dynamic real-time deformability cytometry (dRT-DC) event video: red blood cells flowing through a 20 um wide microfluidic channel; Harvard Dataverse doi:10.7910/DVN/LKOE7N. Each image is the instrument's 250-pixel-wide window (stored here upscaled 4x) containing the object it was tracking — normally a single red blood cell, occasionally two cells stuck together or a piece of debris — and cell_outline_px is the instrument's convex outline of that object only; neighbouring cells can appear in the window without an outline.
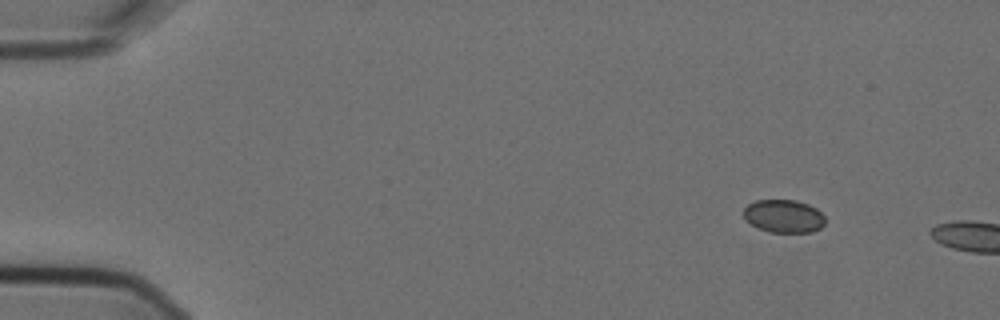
{"species": "Egyptian fruit bat (a non-hibernating species)", "species_latin": "Rousettus aegyptiacus", "temperature_condition": "cold", "stored_images_in_passage": 2, "camera_frame_rate_fps": 3000, "um_per_image_px": 0.085, "animal": {"sex": "female"}, "frame": {"image": 1, "passage_image": 1, "time_ms": 0.0, "image_size_px": [1000, 320], "cell_outline_px": [[824, 224], [820, 228], [812, 232], [768, 232], [756, 228], [744, 220], [744, 208], [748, 204], [756, 200], [796, 200], [808, 204], [816, 208], [824, 216]], "centroid_in_image_um": [66.59, 18.38], "position_along_channel_um": 18.4, "area_um2": 15.84}}